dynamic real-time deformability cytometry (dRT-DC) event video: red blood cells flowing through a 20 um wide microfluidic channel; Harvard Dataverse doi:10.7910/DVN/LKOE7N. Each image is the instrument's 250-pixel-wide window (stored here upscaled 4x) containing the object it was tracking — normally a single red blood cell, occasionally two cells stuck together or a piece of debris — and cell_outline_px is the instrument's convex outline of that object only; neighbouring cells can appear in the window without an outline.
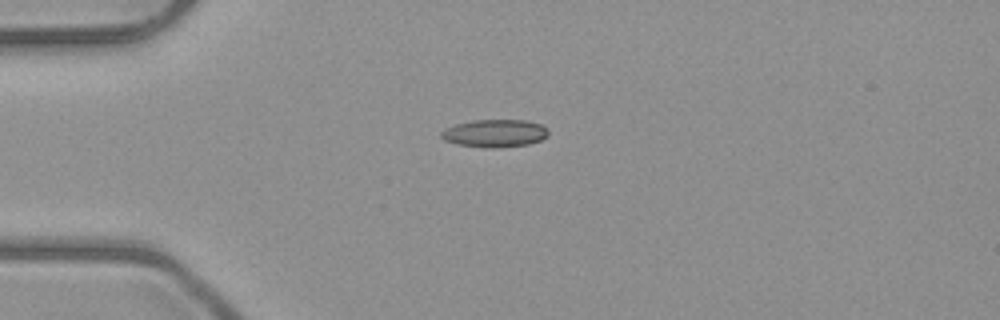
{"species": "common noctule bat (a hibernating species)", "species_latin": "Nyctalus noctula", "temperature_condition": "room temperature", "stored_images_in_passage": 4, "camera_frame_rate_fps": 3000, "um_per_image_px": 0.085, "animal": {"sex": "male", "body_mass_g": 23.1, "forearm_length_mm": 52.7}, "frame": {"image": 1, "passage_image": 1, "time_ms": 0.0, "image_size_px": [1000, 320], "cell_outline_px": [[548, 136], [540, 140], [528, 144], [492, 148], [484, 148], [456, 144], [444, 140], [440, 136], [440, 132], [456, 124], [472, 120], [524, 120], [540, 124], [548, 128]], "centroid_in_image_um": [42.05, 11.33], "position_along_channel_um": 42.9, "area_um2": 17.28}}
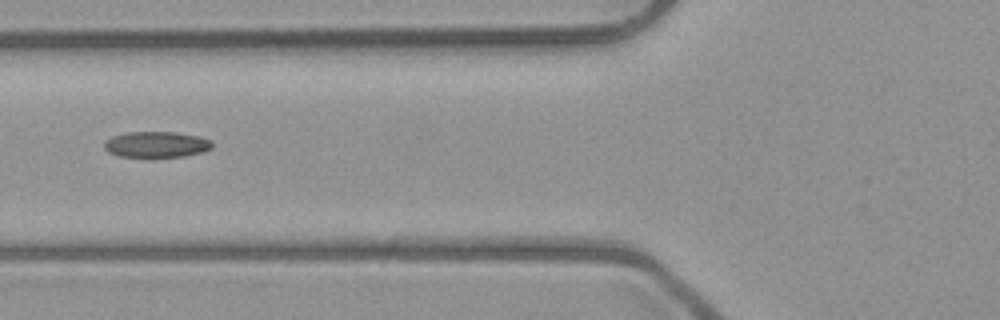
{"frame": {"image": 2, "passage_image": 3, "time_ms": 2.333, "image_size_px": [1000, 320], "cell_outline_px": [[212, 148], [204, 152], [184, 156], [152, 160], [120, 156], [108, 152], [104, 148], [104, 140], [112, 136], [128, 132], [176, 132], [200, 136], [208, 140], [212, 144]], "centroid_in_image_um": [13.26, 12.32], "position_along_channel_um": 112.5, "area_um2": 17.11}}
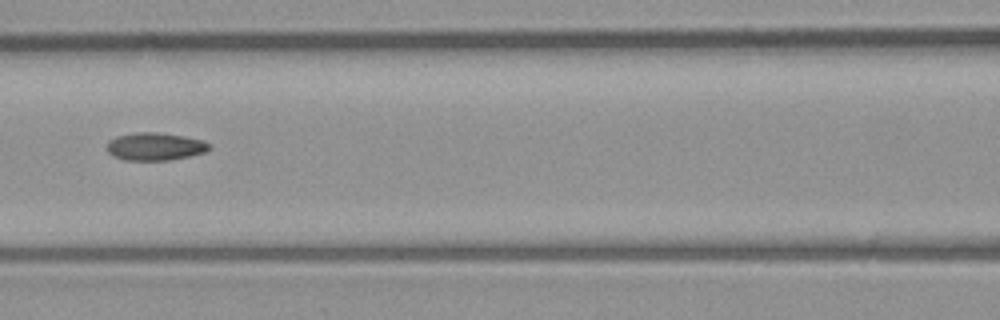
{"frame": {"image": 3, "passage_image": 4, "time_ms": 3.333, "image_size_px": [1000, 320], "cell_outline_px": [[208, 148], [204, 152], [188, 156], [168, 160], [124, 160], [112, 156], [104, 148], [108, 140], [116, 136], [136, 132], [156, 132], [184, 136], [204, 140], [208, 144]], "centroid_in_image_um": [13.08, 12.44], "position_along_channel_um": 153.5, "area_um2": 16.59}}